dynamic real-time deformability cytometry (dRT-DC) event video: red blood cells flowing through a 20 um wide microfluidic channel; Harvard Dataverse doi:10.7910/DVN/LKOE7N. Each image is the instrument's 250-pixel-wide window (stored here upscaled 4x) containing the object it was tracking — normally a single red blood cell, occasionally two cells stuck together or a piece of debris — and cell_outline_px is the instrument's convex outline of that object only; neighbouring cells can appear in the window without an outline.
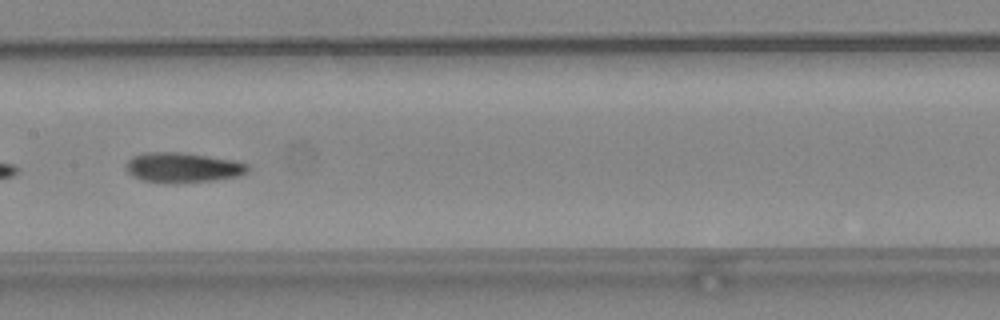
{"species": "common noctule bat (a hibernating species)", "species_latin": "Nyctalus noctula", "temperature_condition": "warm", "stored_images_in_passage": 34, "camera_frame_rate_fps": 3000, "um_per_image_px": 0.085, "animal": {"sex": "female", "body_mass_g": 24.6, "forearm_length_mm": 56.2}, "frame": {"image": 1, "passage_image": 10, "time_ms": 3.0, "image_size_px": [1000, 320], "cell_outline_px": [[248, 172], [240, 176], [216, 180], [172, 184], [144, 180], [132, 176], [128, 172], [124, 164], [132, 156], [144, 152], [180, 152], [232, 160], [248, 164]], "centroid_in_image_um": [15.51, 14.25], "position_along_channel_um": 191.9, "area_um2": 21.44}}
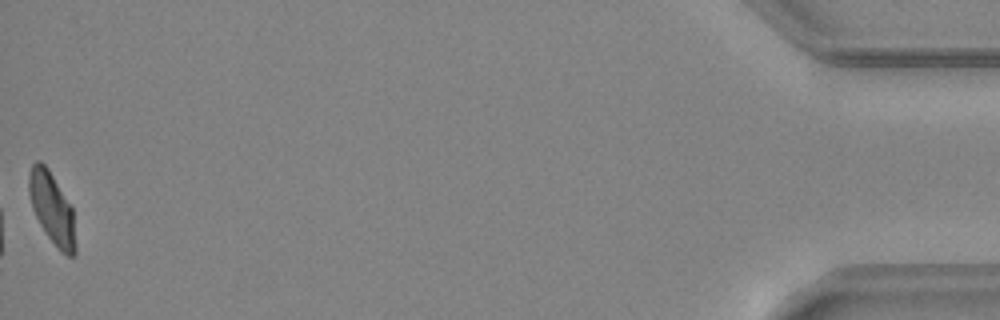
{"frame": {"image": 2, "passage_image": 34, "time_ms": 11.0, "image_size_px": [1000, 320], "cell_outline_px": [[76, 256], [68, 256], [60, 252], [48, 236], [40, 224], [32, 208], [28, 192], [28, 176], [32, 164], [36, 160], [40, 160], [48, 168], [72, 208], [76, 244]], "centroid_in_image_um": [4.41, 17.72], "position_along_channel_um": 430.8, "area_um2": 19.36}, "authors_computed_cell_mechanics": {"area_um2": 20.5768, "velocity_mm_per_s": 4.229, "shape_relaxation_time_tau1_ms": 8.1495, "shape_relaxation_time_tau2_ms": 2.8744, "deformation_change_tau1": 0.244, "deformation_change_tau2": 0.1064}}